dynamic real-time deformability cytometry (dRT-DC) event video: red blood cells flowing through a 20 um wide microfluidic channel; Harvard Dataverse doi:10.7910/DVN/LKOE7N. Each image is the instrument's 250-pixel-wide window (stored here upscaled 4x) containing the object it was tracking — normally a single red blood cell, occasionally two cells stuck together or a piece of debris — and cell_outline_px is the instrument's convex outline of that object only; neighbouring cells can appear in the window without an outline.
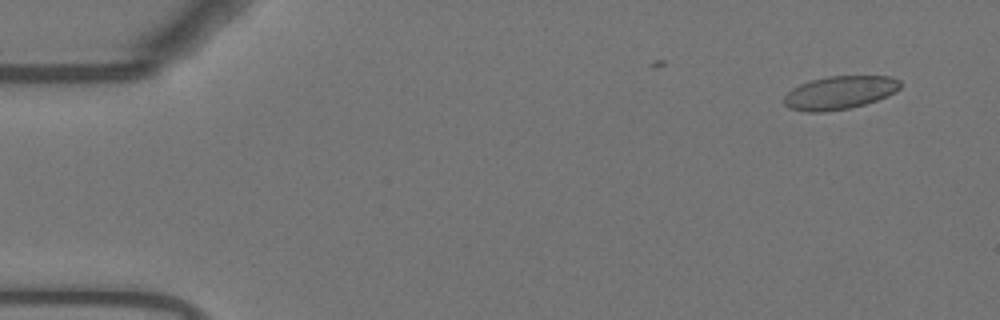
{"species": "Egyptian fruit bat (a non-hibernating species)", "species_latin": "Rousettus aegyptiacus", "temperature_condition": "warm", "stored_images_in_passage": 8, "camera_frame_rate_fps": 3000, "um_per_image_px": 0.085, "animal": {"sex": "female"}, "frame": {"image": 1, "passage_image": 3, "time_ms": 0.667, "image_size_px": [1000, 320], "cell_outline_px": [[900, 88], [896, 92], [876, 100], [864, 104], [848, 108], [824, 112], [804, 112], [788, 108], [784, 104], [784, 96], [792, 88], [800, 84], [812, 80], [828, 76], [888, 76], [900, 80]], "centroid_in_image_um": [71.34, 7.88], "position_along_channel_um": 13.7, "area_um2": 22.48}}